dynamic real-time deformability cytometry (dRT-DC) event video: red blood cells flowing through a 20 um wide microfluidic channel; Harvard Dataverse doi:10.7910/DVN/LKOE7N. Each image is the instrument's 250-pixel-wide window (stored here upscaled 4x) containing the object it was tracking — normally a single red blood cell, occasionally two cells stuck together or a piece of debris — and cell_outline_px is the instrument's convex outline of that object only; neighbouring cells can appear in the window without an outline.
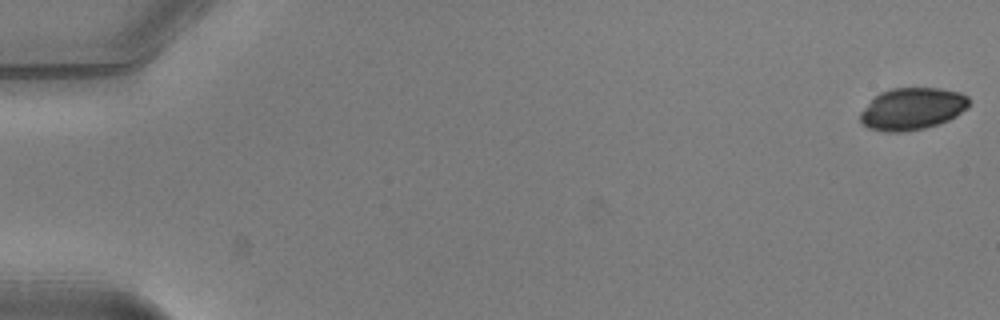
{"species": "common noctule bat (a hibernating species)", "species_latin": "Nyctalus noctula", "temperature_condition": "warm", "stored_images_in_passage": 52, "camera_frame_rate_fps": 3000, "um_per_image_px": 0.085, "animal": {"sex": "male", "body_mass_g": 20.5, "forearm_length_mm": 52.5}, "frame": {"image": 1, "passage_image": 1, "time_ms": 0.0, "image_size_px": [1000, 320], "cell_outline_px": [[968, 108], [956, 116], [940, 124], [924, 128], [900, 132], [884, 132], [868, 128], [860, 124], [860, 112], [880, 92], [892, 88], [940, 88], [960, 92], [968, 96]], "centroid_in_image_um": [77.53, 9.25], "position_along_channel_um": 7.5, "area_um2": 26.76}}
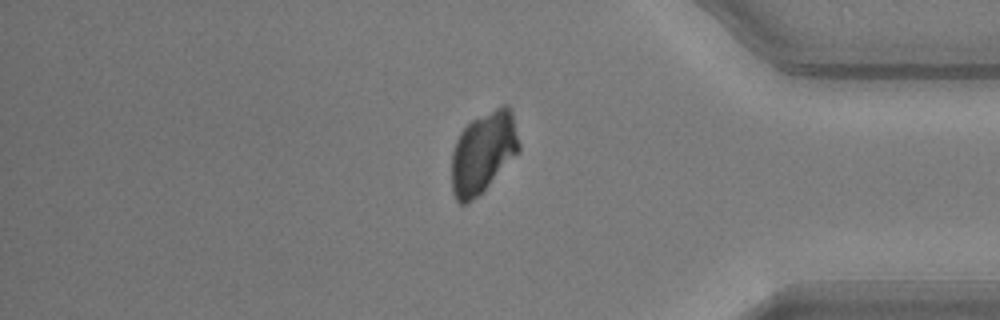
{"frame": {"image": 2, "passage_image": 44, "time_ms": 14.333, "image_size_px": [1000, 320], "cell_outline_px": [[520, 152], [476, 196], [464, 204], [460, 204], [456, 200], [452, 192], [452, 152], [456, 140], [460, 132], [472, 120], [504, 104], [508, 104], [512, 112], [520, 144]], "centroid_in_image_um": [41.08, 12.93], "position_along_channel_um": 394.1, "area_um2": 31.56}}
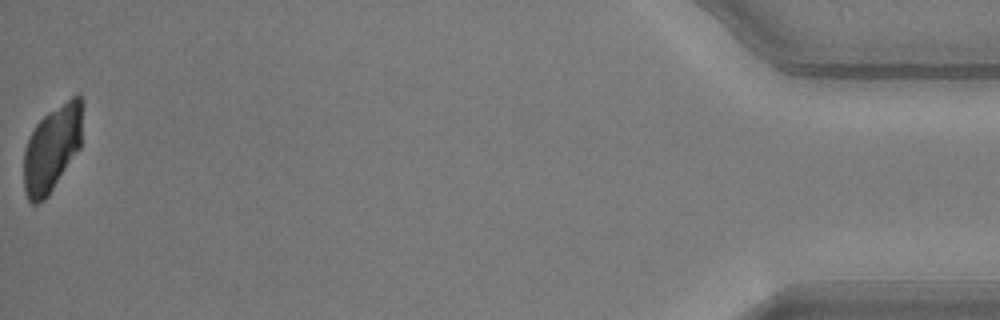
{"frame": {"image": 3, "passage_image": 52, "time_ms": 17.0, "image_size_px": [1000, 320], "cell_outline_px": [[84, 100], [80, 148], [48, 196], [44, 200], [36, 204], [32, 204], [28, 200], [24, 192], [24, 148], [36, 124], [48, 112], [76, 92], [80, 92]], "centroid_in_image_um": [4.46, 12.56], "position_along_channel_um": 430.7, "area_um2": 30.06}}